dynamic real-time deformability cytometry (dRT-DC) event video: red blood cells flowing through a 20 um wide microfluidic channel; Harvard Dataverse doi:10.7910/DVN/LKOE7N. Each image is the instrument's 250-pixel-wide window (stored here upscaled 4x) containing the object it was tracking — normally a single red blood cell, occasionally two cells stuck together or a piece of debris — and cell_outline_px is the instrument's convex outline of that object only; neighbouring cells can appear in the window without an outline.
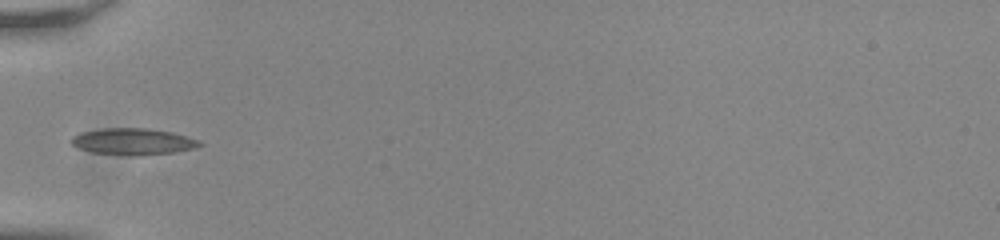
{"species": "common noctule bat (a hibernating species)", "species_latin": "Nyctalus noctula", "temperature_condition": "room temperature", "stored_images_in_passage": 35, "camera_frame_rate_fps": 3000, "um_per_image_px": 0.085, "animal": {"sex": "male", "body_mass_g": 20.0, "forearm_length_mm": 53.3}, "frame": {"image": 1, "passage_image": 1, "time_ms": 0.0, "image_size_px": [1000, 240], "cell_outline_px": [[204, 144], [192, 148], [172, 152], [128, 156], [92, 152], [80, 148], [72, 144], [68, 140], [72, 136], [80, 132], [104, 128], [148, 128], [172, 132], [200, 140]], "centroid_in_image_um": [11.27, 12.02], "position_along_channel_um": 73.7, "area_um2": 19.77}}
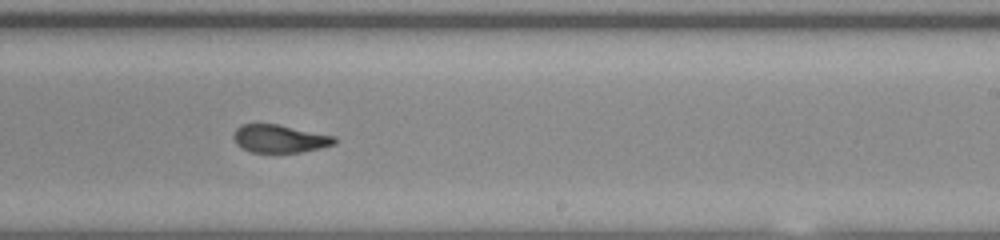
{"frame": {"image": 2, "passage_image": 16, "time_ms": 5.0, "image_size_px": [1000, 240], "cell_outline_px": [[336, 144], [320, 148], [300, 152], [252, 152], [240, 148], [236, 144], [232, 136], [236, 128], [240, 124], [276, 124], [336, 136]], "centroid_in_image_um": [23.75, 11.79], "position_along_channel_um": 265.3, "area_um2": 16.47}}
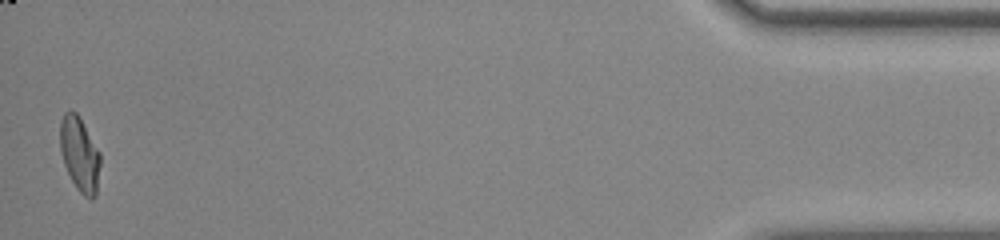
{"frame": {"image": 3, "passage_image": 35, "time_ms": 11.333, "image_size_px": [1000, 240], "cell_outline_px": [[100, 164], [96, 196], [92, 200], [84, 196], [76, 188], [64, 164], [60, 152], [60, 120], [64, 112], [76, 112], [100, 152]], "centroid_in_image_um": [6.77, 13.14], "position_along_channel_um": 428.4, "area_um2": 17.34}, "authors_computed_cell_mechanics": {"area_um2": 17.4556, "velocity_mm_per_s": 3.8386, "shape_relaxation_time_tau1_ms": null, "shape_relaxation_time_tau2_ms": 1.7764, "deformation_change_tau1": null, "deformation_change_tau2": 0.0666}}